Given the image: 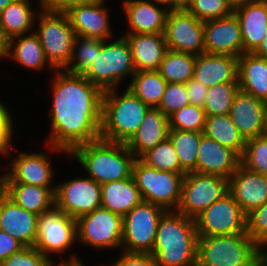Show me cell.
I'll return each instance as SVG.
<instances>
[{
	"instance_id": "41",
	"label": "cell",
	"mask_w": 267,
	"mask_h": 266,
	"mask_svg": "<svg viewBox=\"0 0 267 266\" xmlns=\"http://www.w3.org/2000/svg\"><path fill=\"white\" fill-rule=\"evenodd\" d=\"M241 165L248 170L265 175L267 173V136L262 135L246 141Z\"/></svg>"
},
{
	"instance_id": "34",
	"label": "cell",
	"mask_w": 267,
	"mask_h": 266,
	"mask_svg": "<svg viewBox=\"0 0 267 266\" xmlns=\"http://www.w3.org/2000/svg\"><path fill=\"white\" fill-rule=\"evenodd\" d=\"M166 84V80L158 70L138 71L133 75L128 89L144 104L151 108H157Z\"/></svg>"
},
{
	"instance_id": "5",
	"label": "cell",
	"mask_w": 267,
	"mask_h": 266,
	"mask_svg": "<svg viewBox=\"0 0 267 266\" xmlns=\"http://www.w3.org/2000/svg\"><path fill=\"white\" fill-rule=\"evenodd\" d=\"M258 246L247 232L199 236L197 266H255Z\"/></svg>"
},
{
	"instance_id": "13",
	"label": "cell",
	"mask_w": 267,
	"mask_h": 266,
	"mask_svg": "<svg viewBox=\"0 0 267 266\" xmlns=\"http://www.w3.org/2000/svg\"><path fill=\"white\" fill-rule=\"evenodd\" d=\"M247 215L228 192L195 218L198 236L246 232Z\"/></svg>"
},
{
	"instance_id": "56",
	"label": "cell",
	"mask_w": 267,
	"mask_h": 266,
	"mask_svg": "<svg viewBox=\"0 0 267 266\" xmlns=\"http://www.w3.org/2000/svg\"><path fill=\"white\" fill-rule=\"evenodd\" d=\"M93 2H96V0H70V8L77 5L90 4Z\"/></svg>"
},
{
	"instance_id": "50",
	"label": "cell",
	"mask_w": 267,
	"mask_h": 266,
	"mask_svg": "<svg viewBox=\"0 0 267 266\" xmlns=\"http://www.w3.org/2000/svg\"><path fill=\"white\" fill-rule=\"evenodd\" d=\"M39 4L48 12H66L70 8V0H40Z\"/></svg>"
},
{
	"instance_id": "12",
	"label": "cell",
	"mask_w": 267,
	"mask_h": 266,
	"mask_svg": "<svg viewBox=\"0 0 267 266\" xmlns=\"http://www.w3.org/2000/svg\"><path fill=\"white\" fill-rule=\"evenodd\" d=\"M77 240L96 249L122 247L123 217L102 207L79 217Z\"/></svg>"
},
{
	"instance_id": "43",
	"label": "cell",
	"mask_w": 267,
	"mask_h": 266,
	"mask_svg": "<svg viewBox=\"0 0 267 266\" xmlns=\"http://www.w3.org/2000/svg\"><path fill=\"white\" fill-rule=\"evenodd\" d=\"M189 104L190 101L185 84L167 82L161 102L157 108L169 117L180 108Z\"/></svg>"
},
{
	"instance_id": "24",
	"label": "cell",
	"mask_w": 267,
	"mask_h": 266,
	"mask_svg": "<svg viewBox=\"0 0 267 266\" xmlns=\"http://www.w3.org/2000/svg\"><path fill=\"white\" fill-rule=\"evenodd\" d=\"M123 4L130 28L126 33L164 34L168 7L159 8L148 0H125Z\"/></svg>"
},
{
	"instance_id": "1",
	"label": "cell",
	"mask_w": 267,
	"mask_h": 266,
	"mask_svg": "<svg viewBox=\"0 0 267 266\" xmlns=\"http://www.w3.org/2000/svg\"><path fill=\"white\" fill-rule=\"evenodd\" d=\"M51 132L47 147L70 154L76 147L100 139L103 91L83 74L54 70Z\"/></svg>"
},
{
	"instance_id": "37",
	"label": "cell",
	"mask_w": 267,
	"mask_h": 266,
	"mask_svg": "<svg viewBox=\"0 0 267 266\" xmlns=\"http://www.w3.org/2000/svg\"><path fill=\"white\" fill-rule=\"evenodd\" d=\"M101 46L102 40L76 36L70 62L64 70L74 74H84L99 54Z\"/></svg>"
},
{
	"instance_id": "52",
	"label": "cell",
	"mask_w": 267,
	"mask_h": 266,
	"mask_svg": "<svg viewBox=\"0 0 267 266\" xmlns=\"http://www.w3.org/2000/svg\"><path fill=\"white\" fill-rule=\"evenodd\" d=\"M251 53L259 57L267 58V34Z\"/></svg>"
},
{
	"instance_id": "35",
	"label": "cell",
	"mask_w": 267,
	"mask_h": 266,
	"mask_svg": "<svg viewBox=\"0 0 267 266\" xmlns=\"http://www.w3.org/2000/svg\"><path fill=\"white\" fill-rule=\"evenodd\" d=\"M196 55L167 50L159 68L161 76L170 83H187L193 78Z\"/></svg>"
},
{
	"instance_id": "46",
	"label": "cell",
	"mask_w": 267,
	"mask_h": 266,
	"mask_svg": "<svg viewBox=\"0 0 267 266\" xmlns=\"http://www.w3.org/2000/svg\"><path fill=\"white\" fill-rule=\"evenodd\" d=\"M6 106L0 101V155H11V138L13 132L12 117Z\"/></svg>"
},
{
	"instance_id": "49",
	"label": "cell",
	"mask_w": 267,
	"mask_h": 266,
	"mask_svg": "<svg viewBox=\"0 0 267 266\" xmlns=\"http://www.w3.org/2000/svg\"><path fill=\"white\" fill-rule=\"evenodd\" d=\"M25 246L8 233L0 230V264Z\"/></svg>"
},
{
	"instance_id": "48",
	"label": "cell",
	"mask_w": 267,
	"mask_h": 266,
	"mask_svg": "<svg viewBox=\"0 0 267 266\" xmlns=\"http://www.w3.org/2000/svg\"><path fill=\"white\" fill-rule=\"evenodd\" d=\"M187 90V95L190 101V104L200 106L203 108L208 88L203 83L197 81L194 78H191L187 83H185Z\"/></svg>"
},
{
	"instance_id": "45",
	"label": "cell",
	"mask_w": 267,
	"mask_h": 266,
	"mask_svg": "<svg viewBox=\"0 0 267 266\" xmlns=\"http://www.w3.org/2000/svg\"><path fill=\"white\" fill-rule=\"evenodd\" d=\"M0 266H56L53 260L41 254L35 247H24L5 259Z\"/></svg>"
},
{
	"instance_id": "28",
	"label": "cell",
	"mask_w": 267,
	"mask_h": 266,
	"mask_svg": "<svg viewBox=\"0 0 267 266\" xmlns=\"http://www.w3.org/2000/svg\"><path fill=\"white\" fill-rule=\"evenodd\" d=\"M237 79L242 91L267 102V58L243 53L238 57Z\"/></svg>"
},
{
	"instance_id": "25",
	"label": "cell",
	"mask_w": 267,
	"mask_h": 266,
	"mask_svg": "<svg viewBox=\"0 0 267 266\" xmlns=\"http://www.w3.org/2000/svg\"><path fill=\"white\" fill-rule=\"evenodd\" d=\"M237 71V57L204 52L196 55L193 78L210 88L220 83L238 82Z\"/></svg>"
},
{
	"instance_id": "9",
	"label": "cell",
	"mask_w": 267,
	"mask_h": 266,
	"mask_svg": "<svg viewBox=\"0 0 267 266\" xmlns=\"http://www.w3.org/2000/svg\"><path fill=\"white\" fill-rule=\"evenodd\" d=\"M165 211L164 207L146 201L132 208L123 217V251L150 254L159 220Z\"/></svg>"
},
{
	"instance_id": "62",
	"label": "cell",
	"mask_w": 267,
	"mask_h": 266,
	"mask_svg": "<svg viewBox=\"0 0 267 266\" xmlns=\"http://www.w3.org/2000/svg\"><path fill=\"white\" fill-rule=\"evenodd\" d=\"M3 188V176L0 175V190Z\"/></svg>"
},
{
	"instance_id": "58",
	"label": "cell",
	"mask_w": 267,
	"mask_h": 266,
	"mask_svg": "<svg viewBox=\"0 0 267 266\" xmlns=\"http://www.w3.org/2000/svg\"><path fill=\"white\" fill-rule=\"evenodd\" d=\"M228 3L232 6V8H236L237 6L239 5H242L248 1H251V0H227Z\"/></svg>"
},
{
	"instance_id": "2",
	"label": "cell",
	"mask_w": 267,
	"mask_h": 266,
	"mask_svg": "<svg viewBox=\"0 0 267 266\" xmlns=\"http://www.w3.org/2000/svg\"><path fill=\"white\" fill-rule=\"evenodd\" d=\"M198 239L194 219L177 210H166L150 254L159 266H197Z\"/></svg>"
},
{
	"instance_id": "30",
	"label": "cell",
	"mask_w": 267,
	"mask_h": 266,
	"mask_svg": "<svg viewBox=\"0 0 267 266\" xmlns=\"http://www.w3.org/2000/svg\"><path fill=\"white\" fill-rule=\"evenodd\" d=\"M6 195L26 211L37 215L54 206V192L48 187L24 183H3Z\"/></svg>"
},
{
	"instance_id": "51",
	"label": "cell",
	"mask_w": 267,
	"mask_h": 266,
	"mask_svg": "<svg viewBox=\"0 0 267 266\" xmlns=\"http://www.w3.org/2000/svg\"><path fill=\"white\" fill-rule=\"evenodd\" d=\"M9 39L5 36L3 28L0 26V58L6 57L8 53Z\"/></svg>"
},
{
	"instance_id": "42",
	"label": "cell",
	"mask_w": 267,
	"mask_h": 266,
	"mask_svg": "<svg viewBox=\"0 0 267 266\" xmlns=\"http://www.w3.org/2000/svg\"><path fill=\"white\" fill-rule=\"evenodd\" d=\"M185 10L200 21L223 18L233 13L227 0H191Z\"/></svg>"
},
{
	"instance_id": "19",
	"label": "cell",
	"mask_w": 267,
	"mask_h": 266,
	"mask_svg": "<svg viewBox=\"0 0 267 266\" xmlns=\"http://www.w3.org/2000/svg\"><path fill=\"white\" fill-rule=\"evenodd\" d=\"M104 2L77 5L65 13L76 36L107 41L111 37L109 13Z\"/></svg>"
},
{
	"instance_id": "23",
	"label": "cell",
	"mask_w": 267,
	"mask_h": 266,
	"mask_svg": "<svg viewBox=\"0 0 267 266\" xmlns=\"http://www.w3.org/2000/svg\"><path fill=\"white\" fill-rule=\"evenodd\" d=\"M239 20L243 53H251L267 34V1L251 0L233 9Z\"/></svg>"
},
{
	"instance_id": "59",
	"label": "cell",
	"mask_w": 267,
	"mask_h": 266,
	"mask_svg": "<svg viewBox=\"0 0 267 266\" xmlns=\"http://www.w3.org/2000/svg\"><path fill=\"white\" fill-rule=\"evenodd\" d=\"M15 0H0V13L11 3Z\"/></svg>"
},
{
	"instance_id": "22",
	"label": "cell",
	"mask_w": 267,
	"mask_h": 266,
	"mask_svg": "<svg viewBox=\"0 0 267 266\" xmlns=\"http://www.w3.org/2000/svg\"><path fill=\"white\" fill-rule=\"evenodd\" d=\"M38 215L26 211L7 195L0 204V230L8 233L25 247H34Z\"/></svg>"
},
{
	"instance_id": "31",
	"label": "cell",
	"mask_w": 267,
	"mask_h": 266,
	"mask_svg": "<svg viewBox=\"0 0 267 266\" xmlns=\"http://www.w3.org/2000/svg\"><path fill=\"white\" fill-rule=\"evenodd\" d=\"M8 48L6 57L15 60L21 66L35 70L48 66L54 72V69L47 62L41 42L34 32L26 34V36L20 35L11 38Z\"/></svg>"
},
{
	"instance_id": "32",
	"label": "cell",
	"mask_w": 267,
	"mask_h": 266,
	"mask_svg": "<svg viewBox=\"0 0 267 266\" xmlns=\"http://www.w3.org/2000/svg\"><path fill=\"white\" fill-rule=\"evenodd\" d=\"M31 0H15L0 13V26L5 36L25 35L34 29L37 14L31 8Z\"/></svg>"
},
{
	"instance_id": "10",
	"label": "cell",
	"mask_w": 267,
	"mask_h": 266,
	"mask_svg": "<svg viewBox=\"0 0 267 266\" xmlns=\"http://www.w3.org/2000/svg\"><path fill=\"white\" fill-rule=\"evenodd\" d=\"M228 192L226 177L188 172L183 178L181 200L176 210L186 217L195 219Z\"/></svg>"
},
{
	"instance_id": "60",
	"label": "cell",
	"mask_w": 267,
	"mask_h": 266,
	"mask_svg": "<svg viewBox=\"0 0 267 266\" xmlns=\"http://www.w3.org/2000/svg\"><path fill=\"white\" fill-rule=\"evenodd\" d=\"M264 135L267 136V102H266V109H265V126H264Z\"/></svg>"
},
{
	"instance_id": "3",
	"label": "cell",
	"mask_w": 267,
	"mask_h": 266,
	"mask_svg": "<svg viewBox=\"0 0 267 266\" xmlns=\"http://www.w3.org/2000/svg\"><path fill=\"white\" fill-rule=\"evenodd\" d=\"M69 155L100 185L130 178L136 159L126 144L101 138L76 147Z\"/></svg>"
},
{
	"instance_id": "11",
	"label": "cell",
	"mask_w": 267,
	"mask_h": 266,
	"mask_svg": "<svg viewBox=\"0 0 267 266\" xmlns=\"http://www.w3.org/2000/svg\"><path fill=\"white\" fill-rule=\"evenodd\" d=\"M77 240V222L53 206L38 215L35 248L44 256L62 254Z\"/></svg>"
},
{
	"instance_id": "21",
	"label": "cell",
	"mask_w": 267,
	"mask_h": 266,
	"mask_svg": "<svg viewBox=\"0 0 267 266\" xmlns=\"http://www.w3.org/2000/svg\"><path fill=\"white\" fill-rule=\"evenodd\" d=\"M229 193L247 215L267 201V180L265 175L239 165L228 179Z\"/></svg>"
},
{
	"instance_id": "33",
	"label": "cell",
	"mask_w": 267,
	"mask_h": 266,
	"mask_svg": "<svg viewBox=\"0 0 267 266\" xmlns=\"http://www.w3.org/2000/svg\"><path fill=\"white\" fill-rule=\"evenodd\" d=\"M203 134L219 144L233 149L240 156L243 154L246 141L229 114L206 116Z\"/></svg>"
},
{
	"instance_id": "38",
	"label": "cell",
	"mask_w": 267,
	"mask_h": 266,
	"mask_svg": "<svg viewBox=\"0 0 267 266\" xmlns=\"http://www.w3.org/2000/svg\"><path fill=\"white\" fill-rule=\"evenodd\" d=\"M239 89L238 82L220 83L208 88L203 106L206 116L229 114L234 97Z\"/></svg>"
},
{
	"instance_id": "26",
	"label": "cell",
	"mask_w": 267,
	"mask_h": 266,
	"mask_svg": "<svg viewBox=\"0 0 267 266\" xmlns=\"http://www.w3.org/2000/svg\"><path fill=\"white\" fill-rule=\"evenodd\" d=\"M132 51L135 72L159 70L168 50L164 34L126 33Z\"/></svg>"
},
{
	"instance_id": "53",
	"label": "cell",
	"mask_w": 267,
	"mask_h": 266,
	"mask_svg": "<svg viewBox=\"0 0 267 266\" xmlns=\"http://www.w3.org/2000/svg\"><path fill=\"white\" fill-rule=\"evenodd\" d=\"M267 241L265 243H262L259 247H258V262L262 265V266H267ZM263 247V248H262ZM264 247L266 248L264 251Z\"/></svg>"
},
{
	"instance_id": "18",
	"label": "cell",
	"mask_w": 267,
	"mask_h": 266,
	"mask_svg": "<svg viewBox=\"0 0 267 266\" xmlns=\"http://www.w3.org/2000/svg\"><path fill=\"white\" fill-rule=\"evenodd\" d=\"M266 102L239 89L229 116L245 141L264 135Z\"/></svg>"
},
{
	"instance_id": "47",
	"label": "cell",
	"mask_w": 267,
	"mask_h": 266,
	"mask_svg": "<svg viewBox=\"0 0 267 266\" xmlns=\"http://www.w3.org/2000/svg\"><path fill=\"white\" fill-rule=\"evenodd\" d=\"M122 252L123 254L112 266H159L149 253Z\"/></svg>"
},
{
	"instance_id": "20",
	"label": "cell",
	"mask_w": 267,
	"mask_h": 266,
	"mask_svg": "<svg viewBox=\"0 0 267 266\" xmlns=\"http://www.w3.org/2000/svg\"><path fill=\"white\" fill-rule=\"evenodd\" d=\"M241 164V156L204 134L200 138L196 172L230 178Z\"/></svg>"
},
{
	"instance_id": "44",
	"label": "cell",
	"mask_w": 267,
	"mask_h": 266,
	"mask_svg": "<svg viewBox=\"0 0 267 266\" xmlns=\"http://www.w3.org/2000/svg\"><path fill=\"white\" fill-rule=\"evenodd\" d=\"M246 232L258 247L267 241V201L247 214Z\"/></svg>"
},
{
	"instance_id": "15",
	"label": "cell",
	"mask_w": 267,
	"mask_h": 266,
	"mask_svg": "<svg viewBox=\"0 0 267 266\" xmlns=\"http://www.w3.org/2000/svg\"><path fill=\"white\" fill-rule=\"evenodd\" d=\"M164 36L169 50L194 55L204 53V22L185 9L168 11Z\"/></svg>"
},
{
	"instance_id": "29",
	"label": "cell",
	"mask_w": 267,
	"mask_h": 266,
	"mask_svg": "<svg viewBox=\"0 0 267 266\" xmlns=\"http://www.w3.org/2000/svg\"><path fill=\"white\" fill-rule=\"evenodd\" d=\"M142 201L140 191L132 176L101 185V207L121 217Z\"/></svg>"
},
{
	"instance_id": "57",
	"label": "cell",
	"mask_w": 267,
	"mask_h": 266,
	"mask_svg": "<svg viewBox=\"0 0 267 266\" xmlns=\"http://www.w3.org/2000/svg\"><path fill=\"white\" fill-rule=\"evenodd\" d=\"M149 1V0H148ZM154 3H158L160 5L168 6V9H172V0H151Z\"/></svg>"
},
{
	"instance_id": "36",
	"label": "cell",
	"mask_w": 267,
	"mask_h": 266,
	"mask_svg": "<svg viewBox=\"0 0 267 266\" xmlns=\"http://www.w3.org/2000/svg\"><path fill=\"white\" fill-rule=\"evenodd\" d=\"M203 132L169 130L168 138L178 156L181 168L186 172H196V161L200 138Z\"/></svg>"
},
{
	"instance_id": "39",
	"label": "cell",
	"mask_w": 267,
	"mask_h": 266,
	"mask_svg": "<svg viewBox=\"0 0 267 266\" xmlns=\"http://www.w3.org/2000/svg\"><path fill=\"white\" fill-rule=\"evenodd\" d=\"M139 159L146 165L160 171L186 173L180 166L178 156L169 138L147 150Z\"/></svg>"
},
{
	"instance_id": "63",
	"label": "cell",
	"mask_w": 267,
	"mask_h": 266,
	"mask_svg": "<svg viewBox=\"0 0 267 266\" xmlns=\"http://www.w3.org/2000/svg\"><path fill=\"white\" fill-rule=\"evenodd\" d=\"M255 266H262L259 262H257L256 264H255Z\"/></svg>"
},
{
	"instance_id": "17",
	"label": "cell",
	"mask_w": 267,
	"mask_h": 266,
	"mask_svg": "<svg viewBox=\"0 0 267 266\" xmlns=\"http://www.w3.org/2000/svg\"><path fill=\"white\" fill-rule=\"evenodd\" d=\"M9 164L10 171L3 174V183H24L40 187H48L55 192L53 170L49 156L43 152H22L12 158ZM52 186V187H51Z\"/></svg>"
},
{
	"instance_id": "8",
	"label": "cell",
	"mask_w": 267,
	"mask_h": 266,
	"mask_svg": "<svg viewBox=\"0 0 267 266\" xmlns=\"http://www.w3.org/2000/svg\"><path fill=\"white\" fill-rule=\"evenodd\" d=\"M186 173L160 171L136 158L132 177L143 201L176 210L181 200L183 178Z\"/></svg>"
},
{
	"instance_id": "40",
	"label": "cell",
	"mask_w": 267,
	"mask_h": 266,
	"mask_svg": "<svg viewBox=\"0 0 267 266\" xmlns=\"http://www.w3.org/2000/svg\"><path fill=\"white\" fill-rule=\"evenodd\" d=\"M169 128L180 131L203 132L206 114L202 107L186 105L169 117Z\"/></svg>"
},
{
	"instance_id": "55",
	"label": "cell",
	"mask_w": 267,
	"mask_h": 266,
	"mask_svg": "<svg viewBox=\"0 0 267 266\" xmlns=\"http://www.w3.org/2000/svg\"><path fill=\"white\" fill-rule=\"evenodd\" d=\"M191 0H172V9H185Z\"/></svg>"
},
{
	"instance_id": "61",
	"label": "cell",
	"mask_w": 267,
	"mask_h": 266,
	"mask_svg": "<svg viewBox=\"0 0 267 266\" xmlns=\"http://www.w3.org/2000/svg\"><path fill=\"white\" fill-rule=\"evenodd\" d=\"M5 195H6V192H5L4 188H2V189L0 190V204H1V200H2V198H3Z\"/></svg>"
},
{
	"instance_id": "27",
	"label": "cell",
	"mask_w": 267,
	"mask_h": 266,
	"mask_svg": "<svg viewBox=\"0 0 267 266\" xmlns=\"http://www.w3.org/2000/svg\"><path fill=\"white\" fill-rule=\"evenodd\" d=\"M169 118L158 108H149L133 137L126 143L136 158L168 138ZM138 156V157H137Z\"/></svg>"
},
{
	"instance_id": "16",
	"label": "cell",
	"mask_w": 267,
	"mask_h": 266,
	"mask_svg": "<svg viewBox=\"0 0 267 266\" xmlns=\"http://www.w3.org/2000/svg\"><path fill=\"white\" fill-rule=\"evenodd\" d=\"M204 52L237 58L243 54L240 23L234 13L204 21Z\"/></svg>"
},
{
	"instance_id": "4",
	"label": "cell",
	"mask_w": 267,
	"mask_h": 266,
	"mask_svg": "<svg viewBox=\"0 0 267 266\" xmlns=\"http://www.w3.org/2000/svg\"><path fill=\"white\" fill-rule=\"evenodd\" d=\"M116 90L103 93L100 138L126 144L138 131L150 107L128 88L122 96Z\"/></svg>"
},
{
	"instance_id": "7",
	"label": "cell",
	"mask_w": 267,
	"mask_h": 266,
	"mask_svg": "<svg viewBox=\"0 0 267 266\" xmlns=\"http://www.w3.org/2000/svg\"><path fill=\"white\" fill-rule=\"evenodd\" d=\"M37 13L38 32L44 55L54 70H64L70 62L76 33L65 12Z\"/></svg>"
},
{
	"instance_id": "54",
	"label": "cell",
	"mask_w": 267,
	"mask_h": 266,
	"mask_svg": "<svg viewBox=\"0 0 267 266\" xmlns=\"http://www.w3.org/2000/svg\"><path fill=\"white\" fill-rule=\"evenodd\" d=\"M77 257L78 256L73 255V256L69 257L70 258L69 262L62 261V262L59 263V265L57 264V266H85L81 262V260H79ZM101 266H105V265H101Z\"/></svg>"
},
{
	"instance_id": "14",
	"label": "cell",
	"mask_w": 267,
	"mask_h": 266,
	"mask_svg": "<svg viewBox=\"0 0 267 266\" xmlns=\"http://www.w3.org/2000/svg\"><path fill=\"white\" fill-rule=\"evenodd\" d=\"M54 206L77 220L101 207V185L90 177L60 183L55 187Z\"/></svg>"
},
{
	"instance_id": "6",
	"label": "cell",
	"mask_w": 267,
	"mask_h": 266,
	"mask_svg": "<svg viewBox=\"0 0 267 266\" xmlns=\"http://www.w3.org/2000/svg\"><path fill=\"white\" fill-rule=\"evenodd\" d=\"M107 42L108 40H102L99 54L83 74L103 92L116 89L121 79L135 74L131 47L125 36H121L109 44Z\"/></svg>"
}]
</instances>
